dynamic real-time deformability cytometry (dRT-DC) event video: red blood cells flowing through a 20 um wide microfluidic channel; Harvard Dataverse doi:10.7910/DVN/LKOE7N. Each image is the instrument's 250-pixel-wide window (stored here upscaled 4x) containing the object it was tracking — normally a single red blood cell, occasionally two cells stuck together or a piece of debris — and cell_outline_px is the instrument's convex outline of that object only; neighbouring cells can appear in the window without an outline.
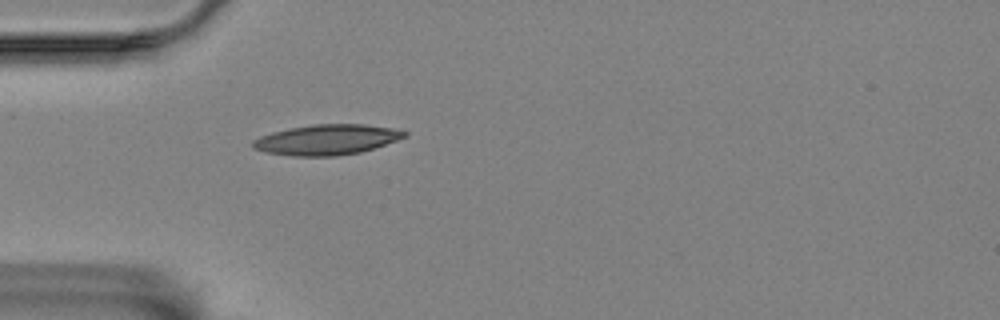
{"species": "Egyptian fruit bat (a non-hibernating species)", "species_latin": "Rousettus aegyptiacus", "temperature_condition": "room temperature", "stored_images_in_passage": 15, "camera_frame_rate_fps": 3000, "um_per_image_px": 0.085, "animal": {"sex": "female"}, "frame": {"image": 1, "passage_image": 1, "time_ms": 0.0, "image_size_px": [1000, 320], "cell_outline_px": [[408, 136], [360, 152], [336, 156], [292, 156], [268, 152], [252, 148], [252, 140], [260, 136], [272, 132], [288, 128], [312, 124], [364, 124], [392, 128], [408, 132]], "centroid_in_image_um": [27.75, 11.86], "position_along_channel_um": 57.2, "area_um2": 26.7}}
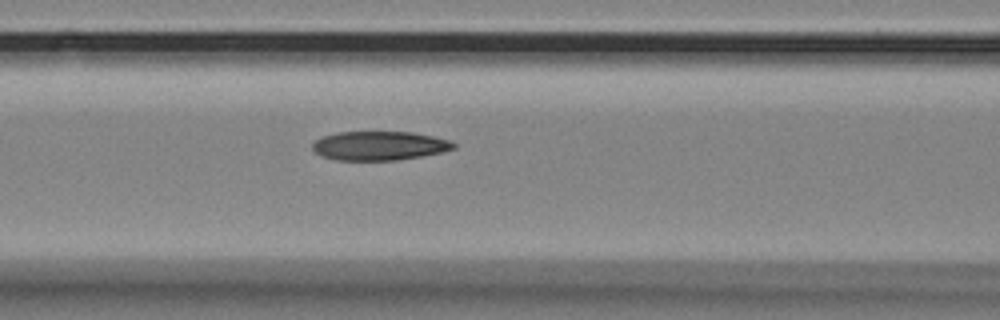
{"frame": {"image": 2, "passage_image": 8, "time_ms": 2.333, "image_size_px": [1000, 320], "cell_outline_px": [[456, 148], [440, 152], [420, 156], [396, 160], [336, 160], [320, 156], [312, 148], [312, 144], [316, 140], [324, 136], [336, 132], [412, 132], [432, 136], [448, 140], [456, 144]], "centroid_in_image_um": [32.22, 12.39], "position_along_channel_um": 134.4, "area_um2": 23.7}}
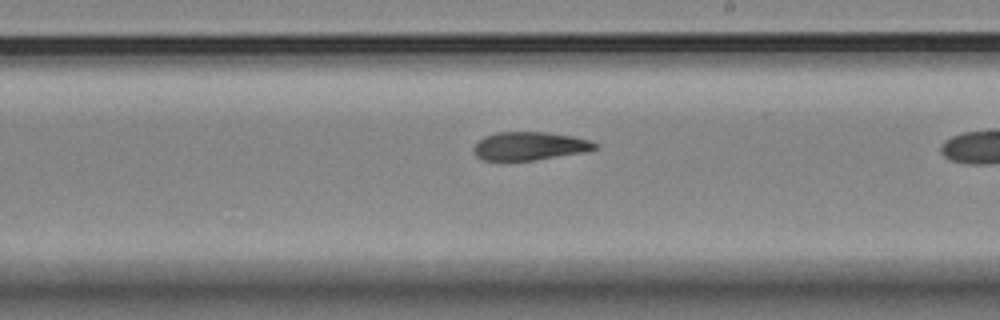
{"frame": {"image": 3, "passage_image": 14, "time_ms": 4.333, "image_size_px": [1000, 320], "cell_outline_px": [[600, 144], [596, 148], [584, 152], [532, 160], [480, 160], [476, 156], [472, 148], [484, 136], [496, 132], [544, 132], [572, 136], [592, 140]], "centroid_in_image_um": [45.02, 12.4], "position_along_channel_um": 244.0, "area_um2": 19.94}}